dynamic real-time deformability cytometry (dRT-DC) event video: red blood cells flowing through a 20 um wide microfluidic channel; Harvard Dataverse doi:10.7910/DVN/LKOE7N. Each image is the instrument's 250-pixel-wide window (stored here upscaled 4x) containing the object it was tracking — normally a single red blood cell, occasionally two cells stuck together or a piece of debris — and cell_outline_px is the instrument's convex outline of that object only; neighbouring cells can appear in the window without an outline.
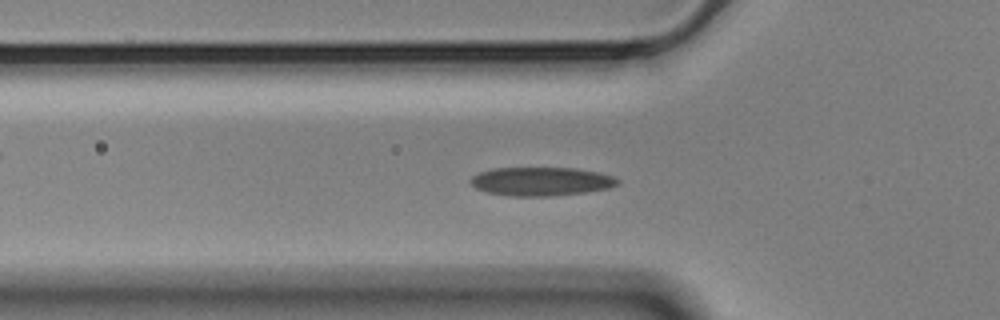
{"species": "Egyptian fruit bat (a non-hibernating species)", "species_latin": "Rousettus aegyptiacus", "temperature_condition": "cold", "stored_images_in_passage": 57, "camera_frame_rate_fps": 3000, "um_per_image_px": 0.085, "animal": {"sex": "male"}, "frame": {"image": 1, "passage_image": 18, "time_ms": 5.667, "image_size_px": [1000, 320], "cell_outline_px": [[620, 184], [608, 188], [584, 192], [548, 196], [512, 196], [488, 192], [476, 188], [468, 180], [472, 176], [480, 172], [492, 168], [576, 168], [600, 172], [612, 176], [620, 180]], "centroid_in_image_um": [46.01, 15.41], "position_along_channel_um": 79.8, "area_um2": 24.51}}
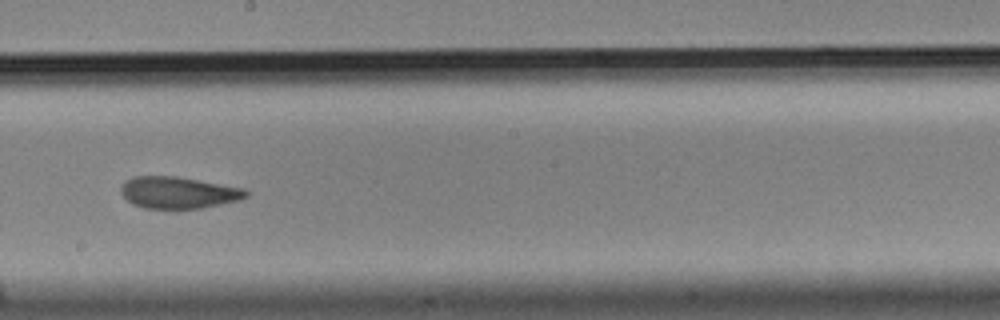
{"frame": {"image": 2, "passage_image": 31, "time_ms": 10.0, "image_size_px": [1000, 320], "cell_outline_px": [[248, 196], [240, 200], [200, 208], [144, 208], [132, 204], [120, 192], [120, 188], [124, 180], [132, 176], [176, 176], [244, 188], [248, 192]], "centroid_in_image_um": [15.13, 16.36], "position_along_channel_um": 233.1, "area_um2": 23.12}}
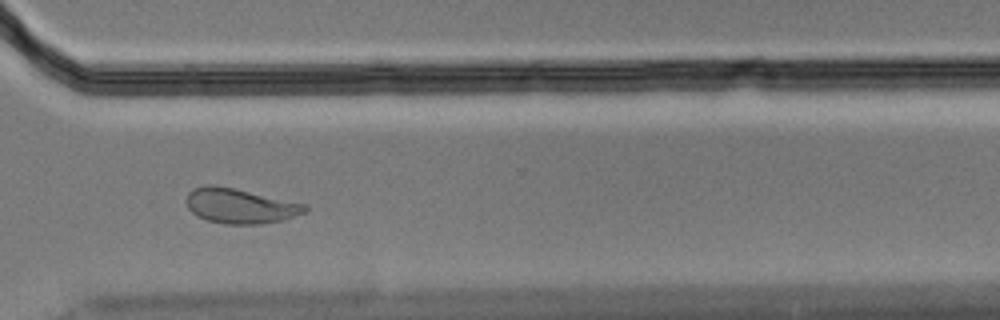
{"frame": {"image": 3, "passage_image": 41, "time_ms": 13.333, "image_size_px": [1000, 320], "cell_outline_px": [[308, 212], [284, 220], [260, 224], [224, 224], [208, 220], [192, 212], [188, 208], [188, 192], [192, 188], [208, 184], [212, 184], [232, 188], [308, 204]], "centroid_in_image_um": [20.47, 17.5], "position_along_channel_um": 350.1, "area_um2": 24.1}, "authors_computed_cell_mechanics": {"area_um2": 23.987, "velocity_mm_per_s": 3.5196, "shape_relaxation_time_tau1_ms": 7.4117, "shape_relaxation_time_tau2_ms": 2.5783, "deformation_change_tau1": 0.173, "deformation_change_tau2": 0.0771}}